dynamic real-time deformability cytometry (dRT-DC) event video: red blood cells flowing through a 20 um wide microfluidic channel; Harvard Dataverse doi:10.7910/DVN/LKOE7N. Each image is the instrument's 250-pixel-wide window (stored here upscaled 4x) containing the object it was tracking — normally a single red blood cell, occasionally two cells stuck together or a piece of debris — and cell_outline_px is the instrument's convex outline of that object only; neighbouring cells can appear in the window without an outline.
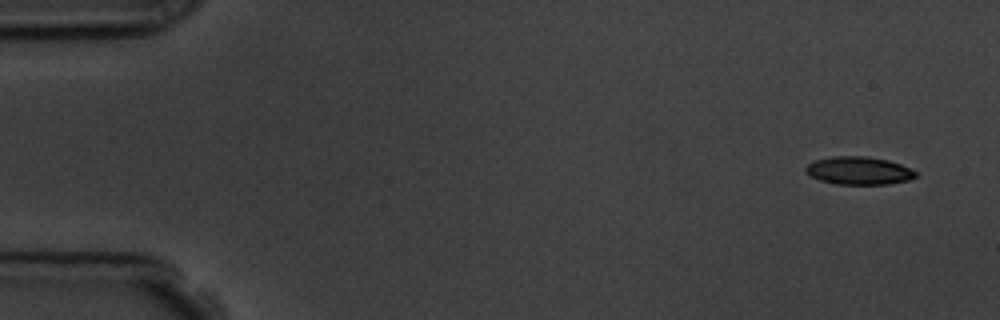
{"species": "common noctule bat (a hibernating species)", "species_latin": "Nyctalus noctula", "temperature_condition": "room temperature", "stored_images_in_passage": 4, "camera_frame_rate_fps": 3000, "um_per_image_px": 0.085, "animal": {"sex": "male", "body_mass_g": 19.5, "forearm_length_mm": 54.6}, "frame": {"image": 1, "passage_image": 1, "time_ms": 0.0, "image_size_px": [1000, 320], "cell_outline_px": [[916, 176], [908, 180], [888, 184], [836, 184], [820, 180], [804, 172], [804, 168], [812, 160], [832, 156], [864, 156], [888, 160], [900, 164], [916, 172]], "centroid_in_image_um": [72.94, 14.5], "position_along_channel_um": 12.1, "area_um2": 17.86}}